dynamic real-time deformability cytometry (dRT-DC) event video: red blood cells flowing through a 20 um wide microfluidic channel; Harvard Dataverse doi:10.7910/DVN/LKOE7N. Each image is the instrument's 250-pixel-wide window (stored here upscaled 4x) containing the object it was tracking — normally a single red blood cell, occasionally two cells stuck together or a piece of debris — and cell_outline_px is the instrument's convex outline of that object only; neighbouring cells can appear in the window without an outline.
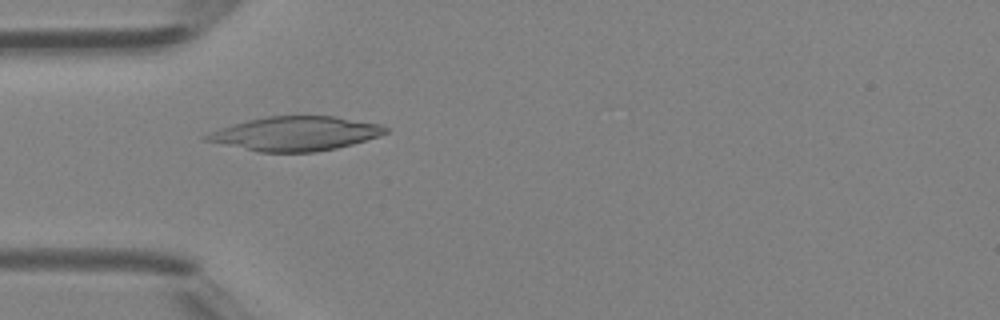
{"species": "Egyptian fruit bat (a non-hibernating species)", "species_latin": "Rousettus aegyptiacus", "temperature_condition": "room temperature", "stored_images_in_passage": 35, "camera_frame_rate_fps": 3000, "um_per_image_px": 0.085, "animal": {"sex": "female"}, "frame": {"image": 1, "passage_image": 3, "time_ms": 0.667, "image_size_px": [1000, 320], "cell_outline_px": [[388, 132], [380, 136], [352, 144], [336, 148], [316, 152], [260, 152], [204, 140], [200, 136], [208, 132], [220, 128], [248, 120], [268, 116], [336, 116], [380, 124], [388, 128]], "centroid_in_image_um": [25.12, 11.35], "position_along_channel_um": 59.9, "area_um2": 35.6}}
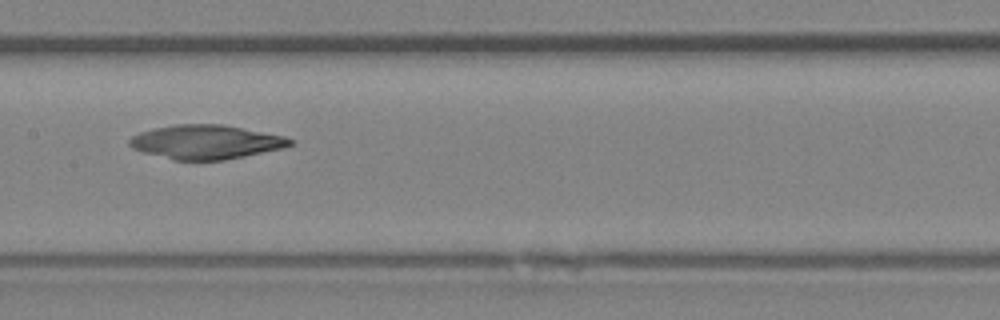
{"frame": {"image": 2, "passage_image": 12, "time_ms": 3.667, "image_size_px": [1000, 320], "cell_outline_px": [[296, 140], [292, 144], [284, 148], [224, 160], [172, 160], [144, 152], [132, 148], [128, 144], [128, 140], [132, 136], [140, 132], [152, 128], [176, 124], [224, 124], [284, 136]], "centroid_in_image_um": [17.5, 12.06], "position_along_channel_um": 189.9, "area_um2": 32.02}}
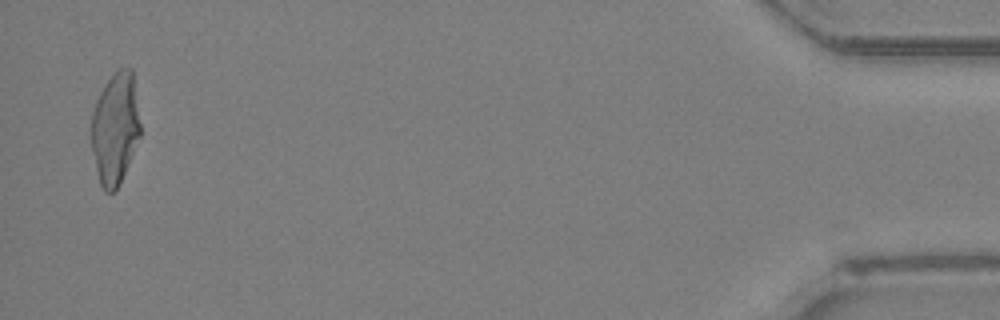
{"frame": {"image": 3, "passage_image": 34, "time_ms": 11.0, "image_size_px": [1000, 320], "cell_outline_px": [[140, 136], [124, 172], [116, 188], [112, 192], [104, 192], [100, 184], [96, 168], [92, 148], [92, 112], [96, 100], [104, 84], [112, 72], [120, 68], [132, 68], [140, 124]], "centroid_in_image_um": [9.78, 10.85], "position_along_channel_um": 425.4, "area_um2": 31.5}}